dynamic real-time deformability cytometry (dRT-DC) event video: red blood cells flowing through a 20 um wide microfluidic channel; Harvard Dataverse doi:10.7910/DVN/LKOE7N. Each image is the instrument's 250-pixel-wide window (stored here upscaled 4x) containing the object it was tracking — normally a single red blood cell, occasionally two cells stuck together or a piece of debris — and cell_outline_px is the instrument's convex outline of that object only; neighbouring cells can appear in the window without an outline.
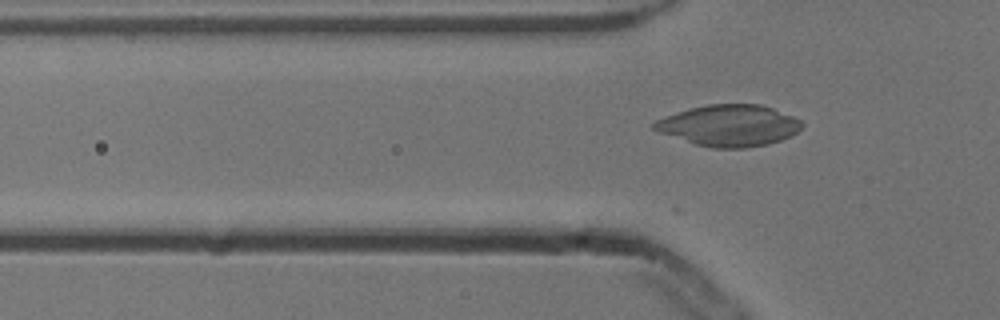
{"species": "common noctule bat (a hibernating species)", "species_latin": "Nyctalus noctula", "temperature_condition": "cold", "stored_images_in_passage": 10, "camera_frame_rate_fps": 3000, "um_per_image_px": 0.085, "animal": {"sex": "male", "body_mass_g": 13.3}, "frame": {"image": 1, "passage_image": 3, "time_ms": 0.667, "image_size_px": [1000, 320], "cell_outline_px": [[804, 124], [792, 136], [768, 144], [744, 148], [712, 148], [696, 144], [660, 132], [652, 128], [652, 124], [656, 120], [664, 116], [688, 108], [708, 104], [760, 104], [772, 108], [792, 116], [800, 120]], "centroid_in_image_um": [61.97, 10.66], "position_along_channel_um": 63.8, "area_um2": 35.49}}
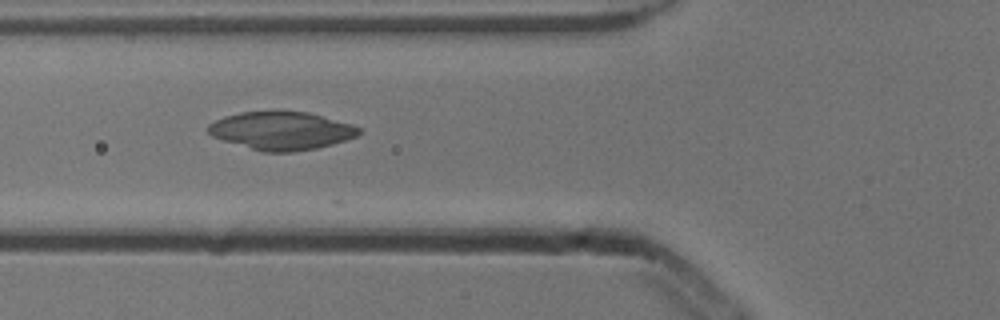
{"frame": {"image": 2, "passage_image": 6, "time_ms": 1.667, "image_size_px": [1000, 320], "cell_outline_px": [[364, 132], [356, 136], [332, 144], [316, 148], [292, 152], [260, 152], [212, 136], [204, 128], [208, 124], [224, 116], [240, 112], [276, 108], [308, 112], [352, 124], [364, 128]], "centroid_in_image_um": [23.91, 11.07], "position_along_channel_um": 101.9, "area_um2": 34.45}}
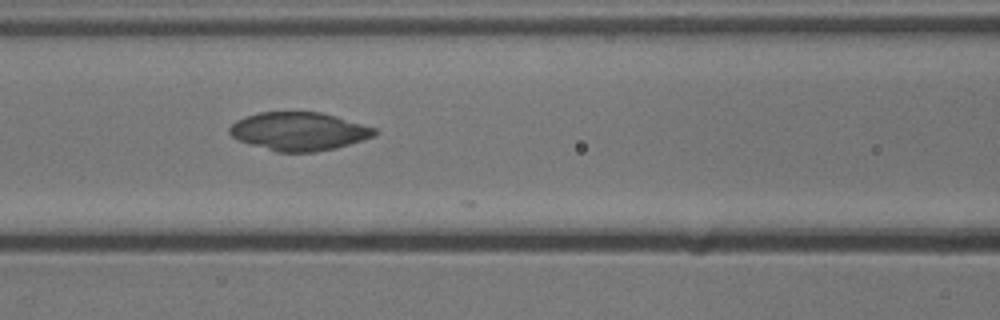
{"frame": {"image": 3, "passage_image": 9, "time_ms": 2.667, "image_size_px": [1000, 320], "cell_outline_px": [[376, 136], [336, 148], [316, 152], [276, 152], [240, 140], [232, 136], [228, 132], [228, 128], [236, 120], [244, 116], [260, 112], [320, 112], [336, 116], [376, 128]], "centroid_in_image_um": [25.41, 11.16], "position_along_channel_um": 141.2, "area_um2": 32.31}}